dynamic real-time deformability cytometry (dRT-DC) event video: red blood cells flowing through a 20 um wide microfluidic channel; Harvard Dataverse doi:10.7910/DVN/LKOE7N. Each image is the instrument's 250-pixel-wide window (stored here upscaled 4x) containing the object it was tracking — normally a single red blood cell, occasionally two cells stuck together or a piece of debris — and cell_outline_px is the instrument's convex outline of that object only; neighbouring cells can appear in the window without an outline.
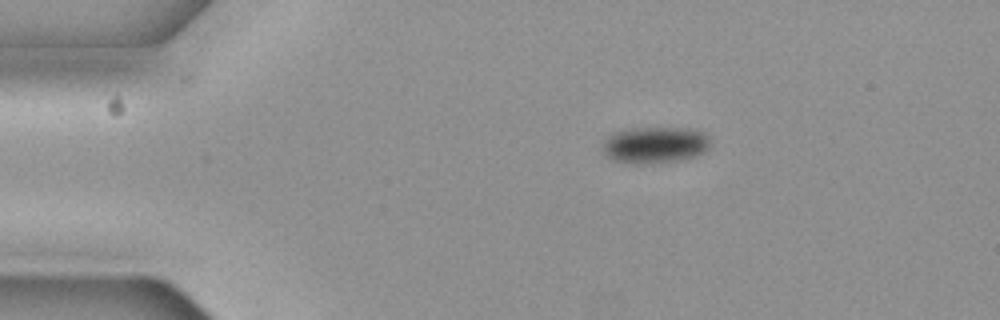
{"species": "common noctule bat (a hibernating species)", "species_latin": "Nyctalus noctula", "temperature_condition": "cold", "stored_images_in_passage": 47, "camera_frame_rate_fps": 3000, "um_per_image_px": 0.085, "animal": {"sex": "female", "body_mass_g": 19.3, "forearm_length_mm": 54.1}, "frame": {"image": 1, "passage_image": 1, "time_ms": 0.0, "image_size_px": [1000, 320], "cell_outline_px": [[708, 148], [696, 156], [680, 160], [648, 164], [636, 164], [612, 160], [604, 152], [604, 140], [608, 136], [616, 132], [636, 128], [692, 128], [704, 132], [708, 136]], "centroid_in_image_um": [55.69, 12.32], "position_along_channel_um": 29.3, "area_um2": 22.77}}
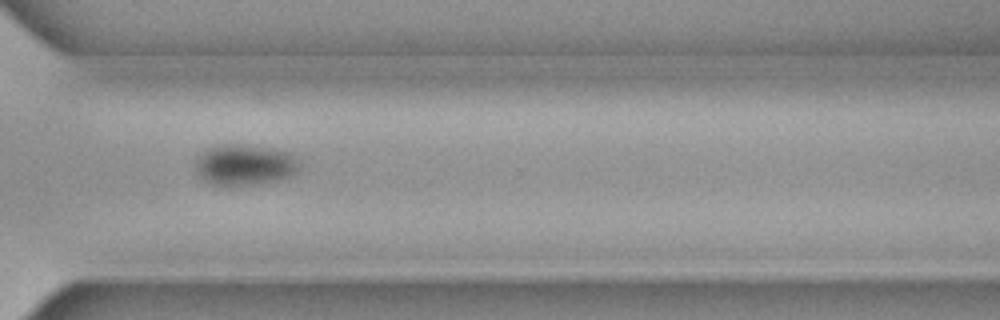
{"frame": {"image": 2, "passage_image": 32, "time_ms": 10.333, "image_size_px": [1000, 320], "cell_outline_px": [[300, 164], [288, 176], [276, 180], [256, 184], [212, 184], [204, 180], [196, 172], [196, 160], [200, 152], [204, 148], [216, 144], [240, 144], [272, 148], [288, 152], [300, 160]], "centroid_in_image_um": [20.74, 13.96], "position_along_channel_um": 349.9, "area_um2": 24.57}}
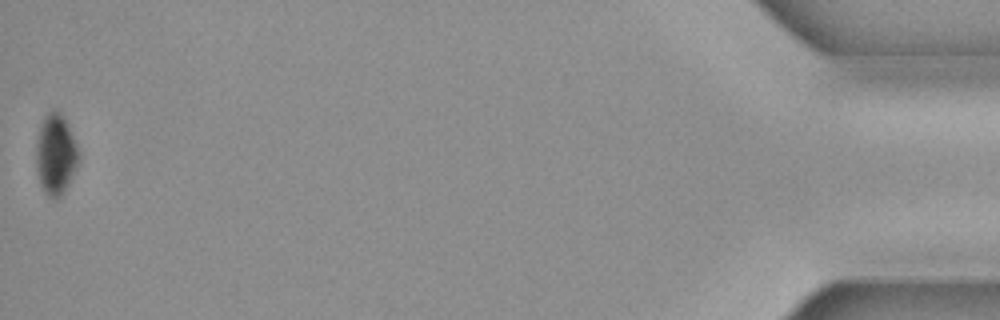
{"frame": {"image": 3, "passage_image": 47, "time_ms": 15.333, "image_size_px": [1000, 320], "cell_outline_px": [[80, 160], [68, 184], [60, 196], [56, 200], [52, 200], [44, 192], [40, 184], [36, 168], [36, 140], [40, 124], [44, 116], [48, 112], [56, 108], [60, 112], [80, 152]], "centroid_in_image_um": [4.71, 13.14], "position_along_channel_um": 430.5, "area_um2": 20.06}}